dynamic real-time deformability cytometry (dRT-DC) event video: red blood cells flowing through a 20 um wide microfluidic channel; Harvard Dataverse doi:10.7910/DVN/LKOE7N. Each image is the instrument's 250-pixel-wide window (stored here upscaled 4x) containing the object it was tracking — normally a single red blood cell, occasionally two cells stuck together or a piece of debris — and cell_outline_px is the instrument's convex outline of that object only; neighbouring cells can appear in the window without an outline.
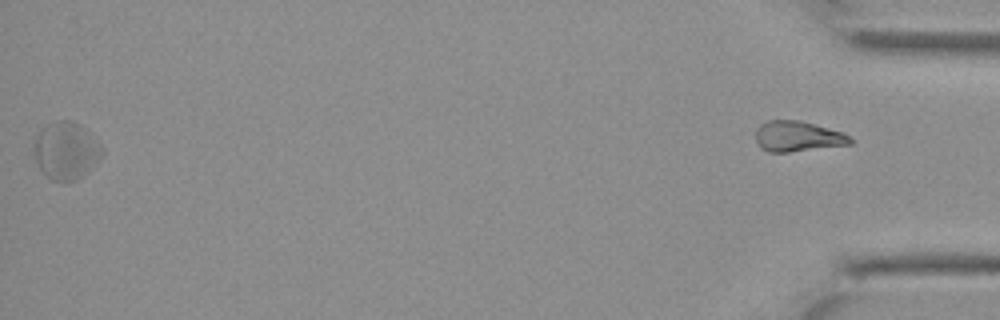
{"species": "Egyptian fruit bat (a non-hibernating species)", "species_latin": "Rousettus aegyptiacus", "temperature_condition": "cold", "stored_images_in_passage": 36, "segment_of_instrument_passage": [2, 2], "camera_frame_rate_fps": 3000, "um_per_image_px": 0.085, "animal": {"sex": "female"}, "frame": {"image": 1, "passage_image": 36, "time_ms": 11.667, "image_size_px": [1000, 320], "cell_outline_px": [[852, 144], [788, 152], [768, 152], [760, 148], [756, 140], [756, 128], [760, 124], [768, 120], [800, 120], [816, 124], [840, 132], [848, 136], [852, 140]], "centroid_in_image_um": [67.76, 11.59], "position_along_channel_um": 367.4, "area_um2": 16.76}}